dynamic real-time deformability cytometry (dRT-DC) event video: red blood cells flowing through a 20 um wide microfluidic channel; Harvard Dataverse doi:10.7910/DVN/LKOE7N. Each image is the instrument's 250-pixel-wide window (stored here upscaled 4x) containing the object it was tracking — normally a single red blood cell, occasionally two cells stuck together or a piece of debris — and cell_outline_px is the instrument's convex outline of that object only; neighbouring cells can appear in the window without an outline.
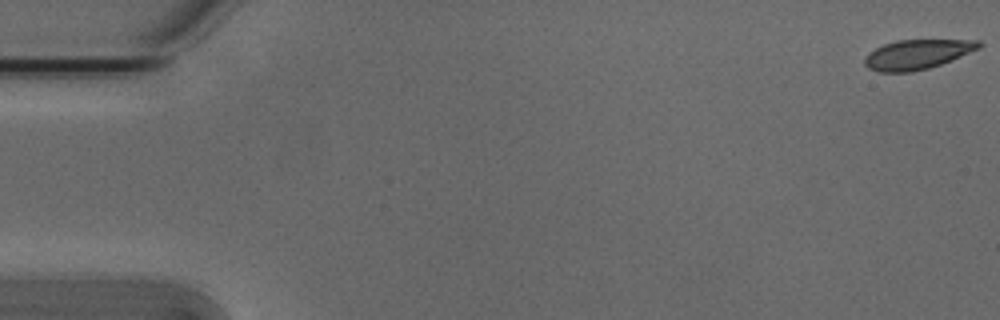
{"species": "Egyptian fruit bat (a non-hibernating species)", "species_latin": "Rousettus aegyptiacus", "temperature_condition": "cold", "stored_images_in_passage": 55, "camera_frame_rate_fps": 3000, "um_per_image_px": 0.085, "animal": {"sex": "male"}, "frame": {"image": 1, "passage_image": 1, "time_ms": 0.0, "image_size_px": [1000, 320], "cell_outline_px": [[984, 44], [980, 48], [952, 60], [928, 68], [912, 72], [880, 72], [868, 68], [864, 64], [864, 56], [868, 52], [884, 44], [896, 40], [980, 40]], "centroid_in_image_um": [77.96, 4.62], "position_along_channel_um": 7.0, "area_um2": 19.83}}
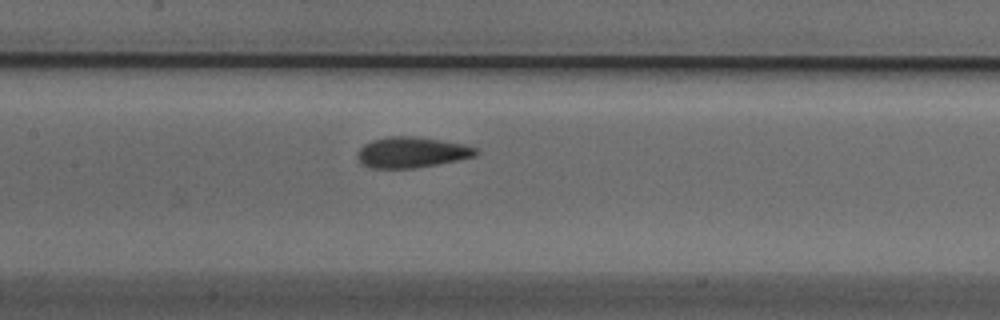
{"frame": {"image": 2, "passage_image": 26, "time_ms": 8.333, "image_size_px": [1000, 320], "cell_outline_px": [[480, 152], [476, 156], [416, 168], [372, 168], [364, 164], [356, 156], [356, 152], [364, 144], [372, 140], [388, 136], [416, 136], [464, 144], [476, 148]], "centroid_in_image_um": [34.99, 12.94], "position_along_channel_um": 172.4, "area_um2": 21.15}}
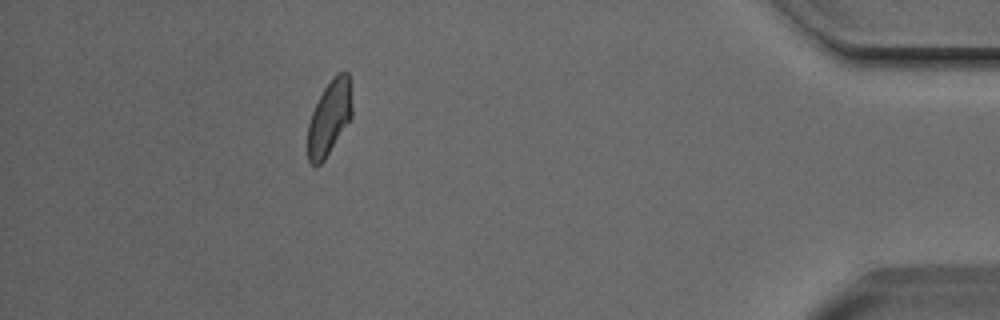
{"frame": {"image": 3, "passage_image": 49, "time_ms": 16.0, "image_size_px": [1000, 320], "cell_outline_px": [[352, 116], [324, 160], [316, 168], [308, 160], [308, 124], [312, 112], [324, 88], [336, 72], [348, 72], [352, 108]], "centroid_in_image_um": [27.99, 10.01], "position_along_channel_um": 407.2, "area_um2": 19.02}, "authors_computed_cell_mechanics": {"area_um2": 20.6346, "velocity_mm_per_s": 3.791, "shape_relaxation_time_tau1_ms": 5.2085, "shape_relaxation_time_tau2_ms": 1.3685, "deformation_change_tau1": 0.1396, "deformation_change_tau2": 0.0372}}